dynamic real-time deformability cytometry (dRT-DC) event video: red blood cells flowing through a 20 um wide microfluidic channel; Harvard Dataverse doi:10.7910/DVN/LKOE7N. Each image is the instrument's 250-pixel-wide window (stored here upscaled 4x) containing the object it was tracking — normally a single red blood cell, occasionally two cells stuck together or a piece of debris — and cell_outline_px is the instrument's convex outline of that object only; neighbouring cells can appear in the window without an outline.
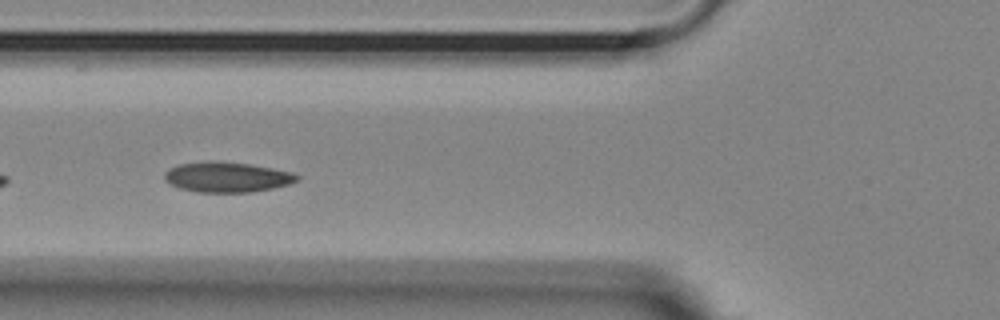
{"species": "Egyptian fruit bat (a non-hibernating species)", "species_latin": "Rousettus aegyptiacus", "temperature_condition": "room temperature", "stored_images_in_passage": 40, "camera_frame_rate_fps": 3000, "um_per_image_px": 0.085, "animal": {"sex": "female"}, "frame": {"image": 1, "passage_image": 7, "time_ms": 2.0, "image_size_px": [1000, 320], "cell_outline_px": [[300, 180], [288, 184], [272, 188], [252, 192], [196, 192], [180, 188], [164, 180], [164, 172], [180, 164], [212, 160], [248, 164], [272, 168], [292, 172], [300, 176]], "centroid_in_image_um": [19.31, 15.05], "position_along_channel_um": 106.5, "area_um2": 23.24}}
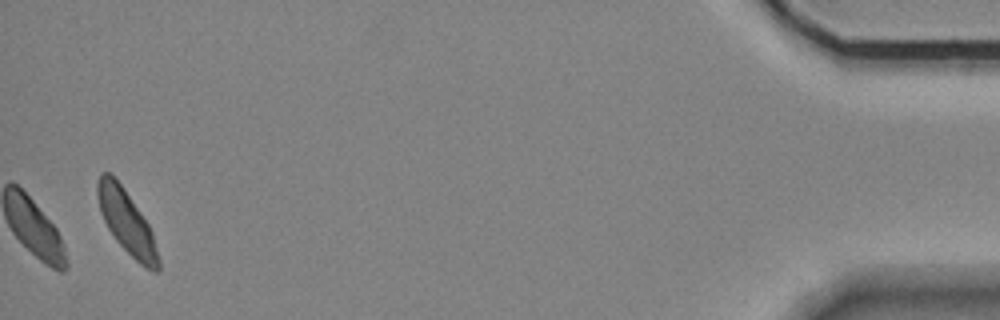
{"frame": {"image": 2, "passage_image": 40, "time_ms": 13.0, "image_size_px": [1000, 320], "cell_outline_px": [[160, 272], [152, 272], [140, 264], [116, 240], [108, 228], [100, 212], [96, 192], [96, 184], [100, 172], [108, 172], [120, 184], [140, 212], [148, 224], [152, 232], [160, 260]], "centroid_in_image_um": [10.76, 18.9], "position_along_channel_um": 424.4, "area_um2": 22.2}, "authors_computed_cell_mechanics": {"area_um2": 22.5709, "velocity_mm_per_s": 3.6403, "shape_relaxation_time_tau1_ms": 2.9652, "shape_relaxation_time_tau2_ms": 2.9203, "deformation_change_tau1": 0.0802, "deformation_change_tau2": 0.0612}}